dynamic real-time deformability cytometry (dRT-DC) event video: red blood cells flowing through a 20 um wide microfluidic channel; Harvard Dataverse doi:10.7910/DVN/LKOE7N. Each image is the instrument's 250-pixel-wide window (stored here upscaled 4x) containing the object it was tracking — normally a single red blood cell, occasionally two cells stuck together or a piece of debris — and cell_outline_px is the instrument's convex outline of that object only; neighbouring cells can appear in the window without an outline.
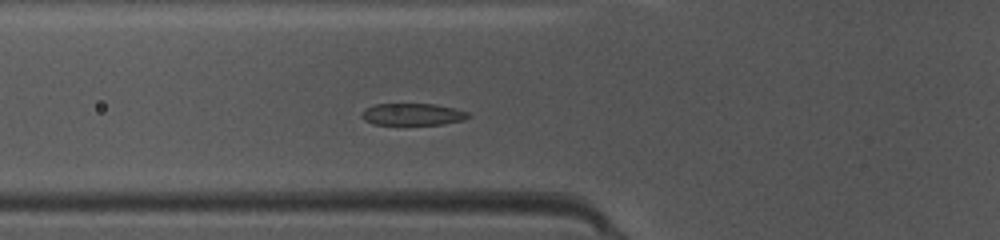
{"species": "common noctule bat (a hibernating species)", "species_latin": "Nyctalus noctula", "temperature_condition": "warm", "stored_images_in_passage": 35, "camera_frame_rate_fps": 3000, "um_per_image_px": 0.085, "animal": {"sex": "female", "body_mass_g": 10.0, "forearm_length_mm": 53.1}, "frame": {"image": 1, "passage_image": 4, "time_ms": 1.0, "image_size_px": [1000, 240], "cell_outline_px": [[472, 116], [464, 120], [444, 124], [372, 124], [364, 120], [360, 116], [360, 112], [364, 108], [376, 104], [436, 104], [468, 112]], "centroid_in_image_um": [35.04, 9.71], "position_along_channel_um": 90.8, "area_um2": 13.7}}
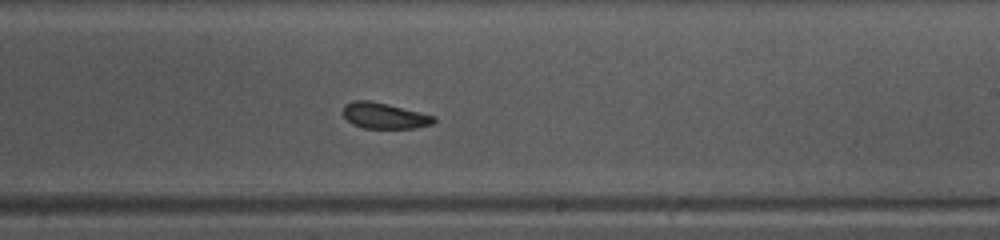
{"frame": {"image": 2, "passage_image": 16, "time_ms": 5.0, "image_size_px": [1000, 240], "cell_outline_px": [[436, 120], [432, 124], [416, 128], [364, 128], [352, 124], [340, 112], [344, 104], [352, 100], [368, 100], [388, 104], [436, 116]], "centroid_in_image_um": [32.63, 9.83], "position_along_channel_um": 256.4, "area_um2": 13.87}}
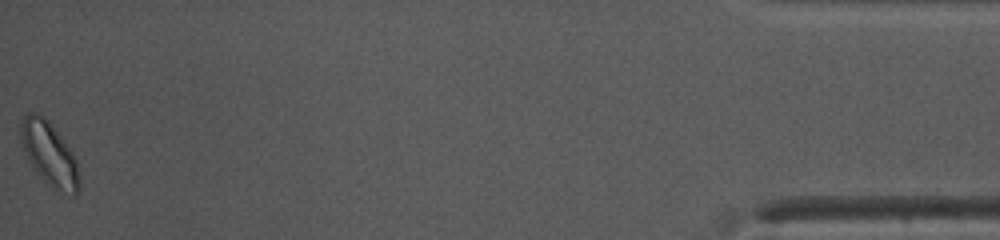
{"frame": {"image": 3, "passage_image": 35, "time_ms": 11.333, "image_size_px": [1000, 240], "cell_outline_px": [[80, 192], [72, 196], [40, 176], [36, 172], [20, 144], [20, 124], [24, 116], [28, 112], [36, 112], [44, 116], [48, 120], [72, 152], [76, 160], [80, 184]], "centroid_in_image_um": [4.18, 13.02], "position_along_channel_um": 431.0, "area_um2": 21.21}, "authors_computed_cell_mechanics": {"area_um2": 14.45, "velocity_mm_per_s": 4.1293, "shape_relaxation_time_tau1_ms": 3.013, "shape_relaxation_time_tau2_ms": 1.9854, "deformation_change_tau1": 0.1166, "deformation_change_tau2": 0.0777}}